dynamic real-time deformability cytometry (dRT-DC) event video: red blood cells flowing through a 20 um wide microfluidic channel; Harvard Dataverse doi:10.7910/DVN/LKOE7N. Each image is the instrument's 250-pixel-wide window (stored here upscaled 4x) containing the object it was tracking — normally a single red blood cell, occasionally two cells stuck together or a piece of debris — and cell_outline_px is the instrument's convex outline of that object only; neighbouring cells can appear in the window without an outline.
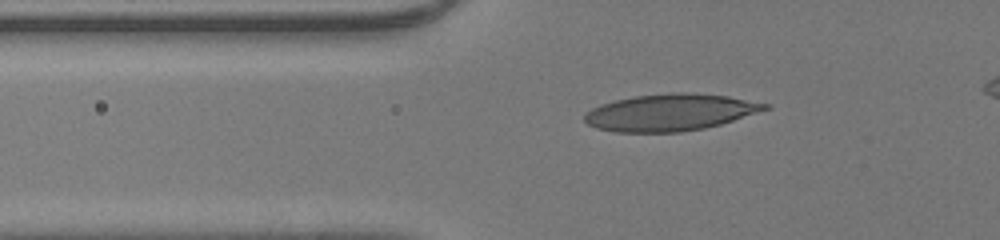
{"species": "human", "species_latin": "Homo sapiens", "temperature_condition": "room temperature", "stored_images_in_passage": 43, "segment_of_instrument_passage": [1, 2], "camera_frame_rate_fps": 3000, "um_per_image_px": 0.085, "donor": {"sex": "male"}, "frame": {"image": 1, "passage_image": 12, "time_ms": 3.667, "image_size_px": [1000, 240], "cell_outline_px": [[772, 108], [720, 124], [704, 128], [680, 132], [616, 132], [596, 128], [588, 124], [584, 120], [584, 116], [592, 108], [600, 104], [616, 100], [636, 96], [672, 92], [684, 92], [728, 96], [772, 104]], "centroid_in_image_um": [57.0, 9.55], "position_along_channel_um": 68.8, "area_um2": 38.67}}
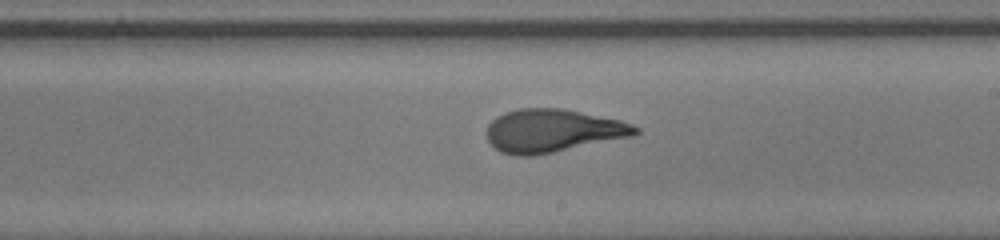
{"frame": {"image": 2, "passage_image": 25, "time_ms": 8.0, "image_size_px": [1000, 240], "cell_outline_px": [[640, 132], [632, 136], [532, 156], [516, 156], [500, 152], [488, 140], [488, 124], [496, 116], [504, 112], [520, 108], [564, 108], [620, 120], [632, 124], [640, 128]], "centroid_in_image_um": [46.97, 11.1], "position_along_channel_um": 242.0, "area_um2": 37.17}}
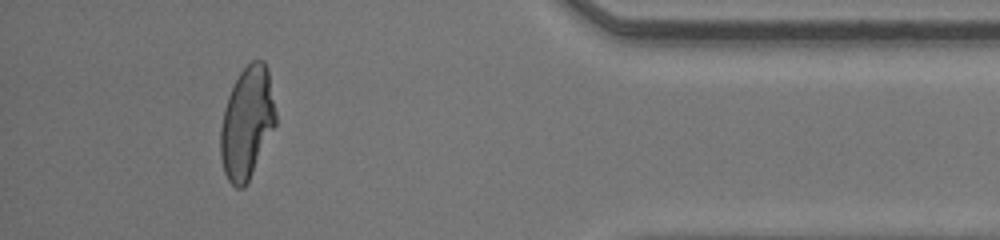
{"frame": {"image": 3, "passage_image": 39, "time_ms": 12.667, "image_size_px": [1000, 240], "cell_outline_px": [[276, 124], [244, 188], [236, 188], [228, 180], [224, 172], [220, 156], [220, 128], [224, 108], [228, 96], [240, 72], [252, 60], [264, 60], [268, 68], [276, 112]], "centroid_in_image_um": [20.99, 10.42], "position_along_channel_um": 414.2, "area_um2": 35.78}}